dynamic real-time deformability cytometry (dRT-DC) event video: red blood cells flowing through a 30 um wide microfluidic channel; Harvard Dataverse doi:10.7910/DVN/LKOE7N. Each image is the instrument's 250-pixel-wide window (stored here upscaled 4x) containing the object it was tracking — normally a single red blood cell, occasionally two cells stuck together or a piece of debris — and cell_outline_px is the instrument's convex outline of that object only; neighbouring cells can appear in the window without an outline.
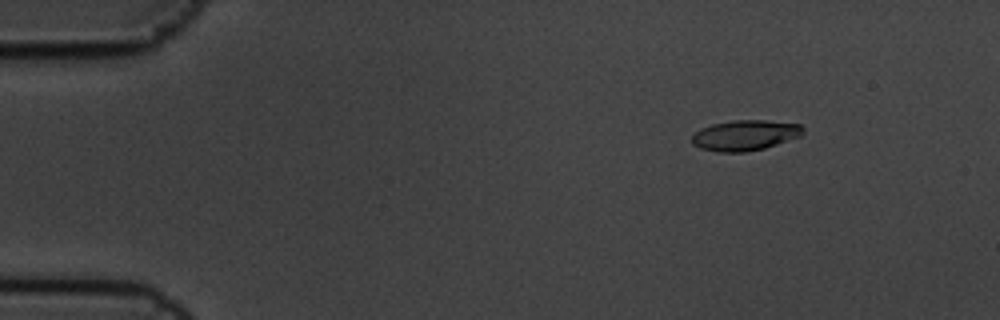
{"species": "common noctule bat (a hibernating species)", "species_latin": "Nyctalus noctula", "temperature_condition": "cold", "stored_images_in_passage": 56, "camera_frame_rate_fps": 3000, "um_per_image_px": 0.085, "animal": {"sex": "male", "body_mass_g": 19.5, "forearm_length_mm": 54.6}, "frame": {"image": 1, "passage_image": 8, "time_ms": 2.333, "image_size_px": [1000, 320], "cell_outline_px": [[804, 132], [800, 136], [764, 148], [744, 152], [716, 152], [700, 148], [692, 144], [692, 136], [700, 128], [712, 124], [732, 120], [764, 120], [800, 124], [804, 128]], "centroid_in_image_um": [63.31, 11.49], "position_along_channel_um": 21.7, "area_um2": 19.71}}
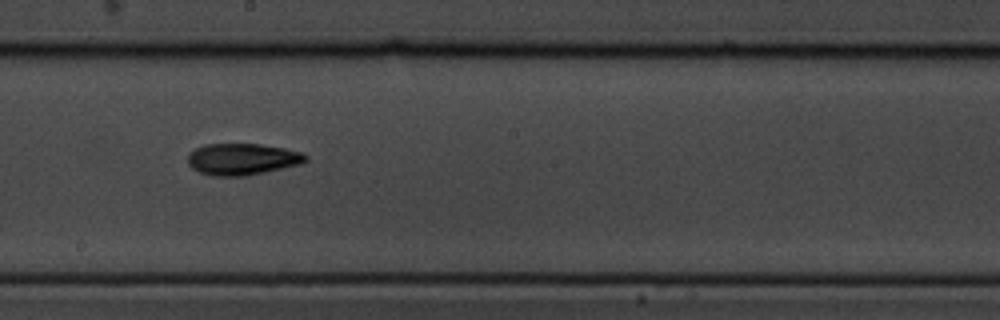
{"frame": {"image": 2, "passage_image": 32, "time_ms": 10.333, "image_size_px": [1000, 320], "cell_outline_px": [[308, 160], [300, 164], [264, 172], [244, 176], [212, 176], [200, 172], [192, 168], [188, 164], [188, 152], [204, 144], [260, 144], [284, 148], [300, 152], [308, 156]], "centroid_in_image_um": [20.57, 13.52], "position_along_channel_um": 227.6, "area_um2": 21.68}}
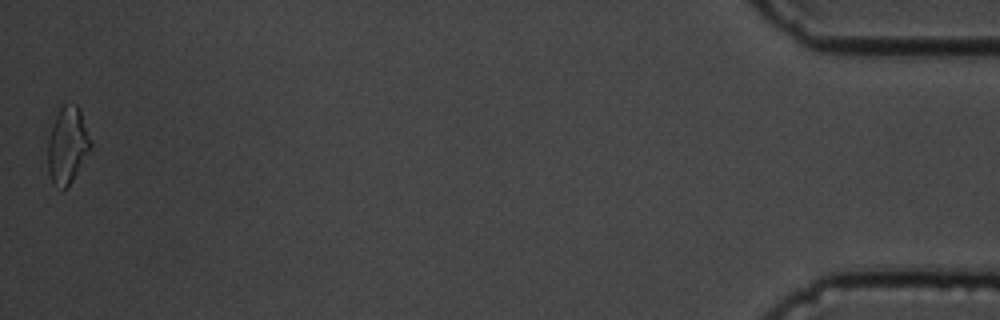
{"frame": {"image": 3, "passage_image": 56, "time_ms": 18.333, "image_size_px": [1000, 320], "cell_outline_px": [[92, 144], [88, 152], [72, 180], [64, 188], [52, 184], [48, 172], [48, 140], [56, 104], [76, 104], [80, 108], [92, 140]], "centroid_in_image_um": [5.71, 12.23], "position_along_channel_um": 429.5, "area_um2": 19.48}, "authors_computed_cell_mechanics": {"area_um2": 19.8254, "velocity_mm_per_s": 3.6423, "shape_relaxation_time_tau1_ms": 3.0071, "shape_relaxation_time_tau2_ms": 3.9953, "deformation_change_tau1": 0.1334, "deformation_change_tau2": 0.1036}}